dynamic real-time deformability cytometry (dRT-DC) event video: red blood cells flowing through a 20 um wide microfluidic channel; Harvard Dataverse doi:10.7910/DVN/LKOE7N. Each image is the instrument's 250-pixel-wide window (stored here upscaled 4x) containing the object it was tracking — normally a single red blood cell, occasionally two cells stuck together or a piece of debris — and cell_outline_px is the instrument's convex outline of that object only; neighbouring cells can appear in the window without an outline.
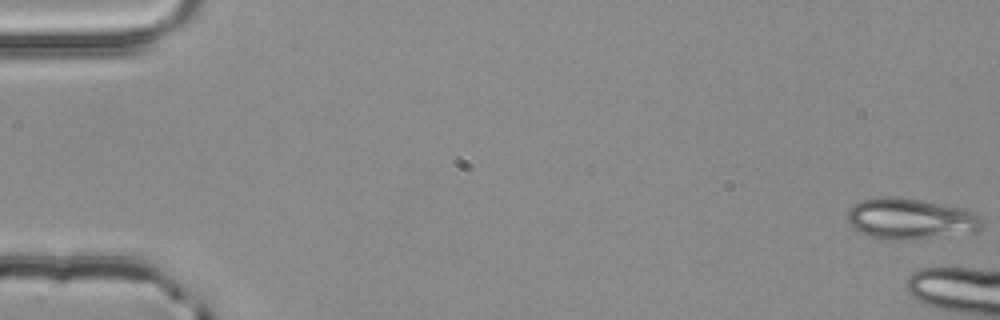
{"species": "common noctule bat (a hibernating species)", "species_latin": "Nyctalus noctula", "temperature_condition": "room temperature", "stored_images_in_passage": 5, "camera_frame_rate_fps": 3000, "um_per_image_px": 0.085, "animal": {"sex": "male", "body_mass_g": 20.4}, "frame": {"image": 1, "passage_image": 1, "time_ms": 0.0, "image_size_px": [1000, 320], "cell_outline_px": [[980, 228], [976, 232], [908, 240], [884, 240], [872, 236], [856, 228], [848, 220], [848, 208], [860, 200], [876, 196], [900, 196], [964, 208], [976, 212], [980, 216]], "centroid_in_image_um": [77.4, 18.57], "position_along_channel_um": 7.6, "area_um2": 32.25}}